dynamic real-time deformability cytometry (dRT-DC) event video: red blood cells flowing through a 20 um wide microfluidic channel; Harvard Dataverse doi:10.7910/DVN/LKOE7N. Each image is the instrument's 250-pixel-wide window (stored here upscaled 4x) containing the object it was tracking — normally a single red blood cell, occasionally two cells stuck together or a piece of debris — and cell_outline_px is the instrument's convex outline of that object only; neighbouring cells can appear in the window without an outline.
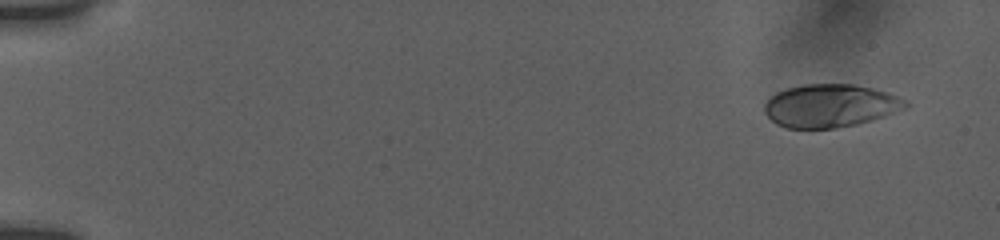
{"species": "human", "species_latin": "Homo sapiens", "temperature_condition": "room temperature", "stored_images_in_passage": 14, "camera_frame_rate_fps": 3000, "um_per_image_px": 0.085, "donor": {"sex": "female"}, "frame": {"image": 1, "passage_image": 2, "time_ms": 0.333, "image_size_px": [1000, 240], "cell_outline_px": [[908, 104], [904, 108], [884, 116], [856, 124], [832, 128], [788, 128], [776, 124], [764, 112], [764, 104], [776, 92], [788, 88], [804, 84], [852, 84], [872, 88], [888, 92], [904, 100]], "centroid_in_image_um": [70.53, 8.98], "position_along_channel_um": 14.5, "area_um2": 34.97}}